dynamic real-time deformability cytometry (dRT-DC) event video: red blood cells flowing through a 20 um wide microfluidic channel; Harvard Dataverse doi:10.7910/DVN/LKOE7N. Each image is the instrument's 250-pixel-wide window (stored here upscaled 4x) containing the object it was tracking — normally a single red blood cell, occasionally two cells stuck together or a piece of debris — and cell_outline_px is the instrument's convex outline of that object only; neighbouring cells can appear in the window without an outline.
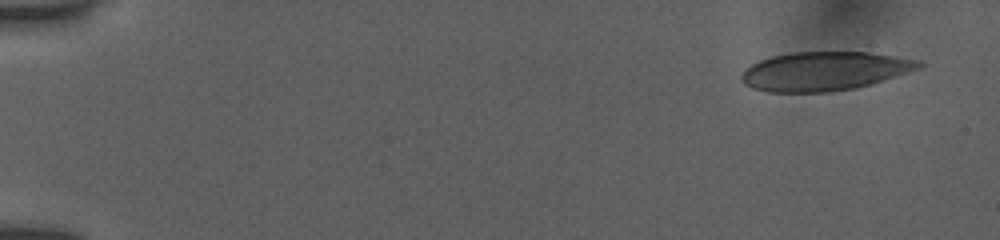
{"species": "human", "species_latin": "Homo sapiens", "temperature_condition": "room temperature", "stored_images_in_passage": 51, "camera_frame_rate_fps": 3000, "um_per_image_px": 0.085, "donor": {"sex": "female"}, "frame": {"image": 1, "passage_image": 1, "time_ms": 0.0, "image_size_px": [1000, 240], "cell_outline_px": [[924, 64], [920, 68], [872, 84], [856, 88], [828, 92], [768, 92], [752, 88], [744, 84], [740, 76], [752, 64], [760, 60], [772, 56], [792, 52], [868, 52], [920, 60]], "centroid_in_image_um": [70.09, 6.05], "position_along_channel_um": 14.9, "area_um2": 40.11}}
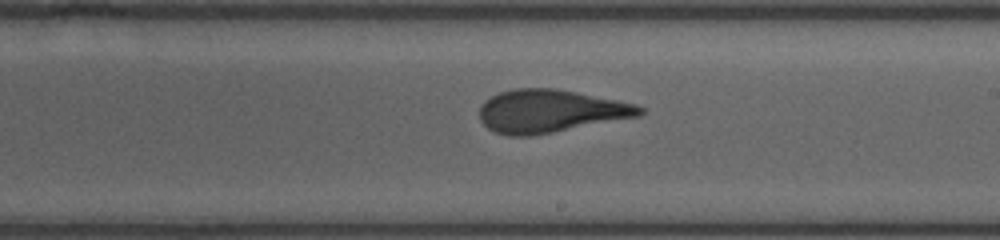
{"frame": {"image": 2, "passage_image": 30, "time_ms": 9.667, "image_size_px": [1000, 240], "cell_outline_px": [[644, 112], [640, 116], [552, 132], [528, 136], [508, 136], [496, 132], [488, 128], [480, 120], [480, 108], [484, 100], [500, 92], [512, 88], [556, 88], [636, 104], [644, 108]], "centroid_in_image_um": [46.75, 9.44], "position_along_channel_um": 242.2, "area_um2": 39.82}}
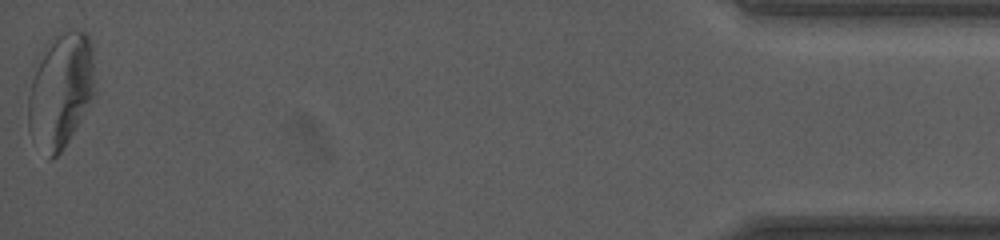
{"frame": {"image": 3, "passage_image": 51, "time_ms": 16.667, "image_size_px": [1000, 240], "cell_outline_px": [[96, 92], [80, 120], [68, 140], [60, 152], [52, 160], [48, 160], [28, 128], [28, 96], [32, 80], [44, 44], [52, 36], [68, 32], [88, 32], [92, 48], [96, 88]], "centroid_in_image_um": [5.17, 7.67], "position_along_channel_um": 430.0, "area_um2": 44.51}, "authors_computed_cell_mechanics": {"area_um2": 40.171, "velocity_mm_per_s": 3.8801, "shape_relaxation_time_tau1_ms": 10.6597, "shape_relaxation_time_tau2_ms": 1.3854, "deformation_change_tau1": 0.3023, "deformation_change_tau2": 0.0875}}